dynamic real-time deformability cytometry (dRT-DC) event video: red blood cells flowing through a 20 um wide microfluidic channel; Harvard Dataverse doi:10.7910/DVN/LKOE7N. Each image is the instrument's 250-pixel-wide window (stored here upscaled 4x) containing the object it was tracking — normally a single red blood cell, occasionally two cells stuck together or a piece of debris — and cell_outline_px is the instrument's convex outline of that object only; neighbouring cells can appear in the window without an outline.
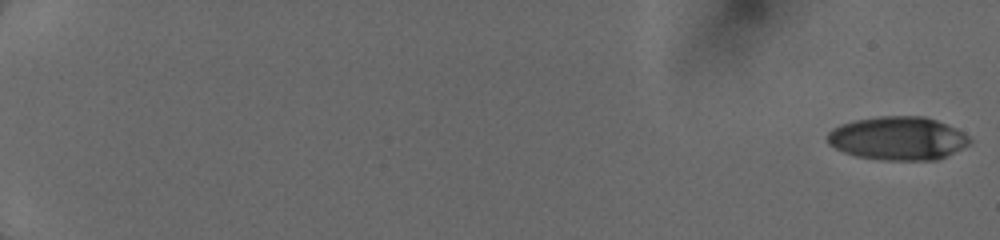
{"species": "human", "species_latin": "Homo sapiens", "temperature_condition": "cold", "stored_images_in_passage": 25, "camera_frame_rate_fps": 3000, "um_per_image_px": 0.085, "donor": {"sex": "female"}, "frame": {"image": 1, "passage_image": 1, "time_ms": 0.0, "image_size_px": [1000, 240], "cell_outline_px": [[972, 140], [968, 144], [936, 160], [884, 160], [856, 156], [844, 152], [828, 144], [828, 132], [832, 128], [840, 124], [856, 120], [880, 116], [924, 116], [936, 120], [956, 128], [964, 132]], "centroid_in_image_um": [76.3, 11.75], "position_along_channel_um": 8.7, "area_um2": 35.78}}
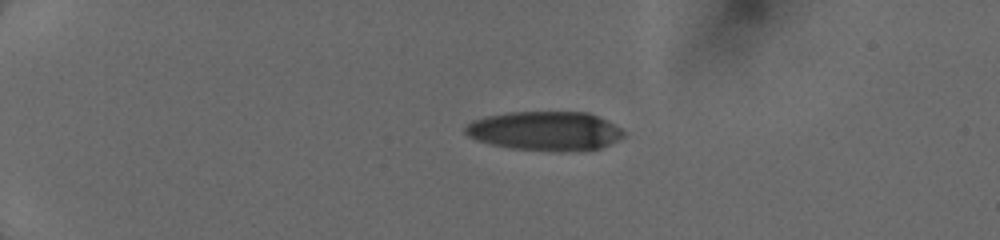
{"frame": {"image": 2, "passage_image": 10, "time_ms": 4.333, "image_size_px": [1000, 240], "cell_outline_px": [[624, 136], [600, 148], [512, 148], [492, 144], [476, 140], [468, 136], [464, 132], [464, 128], [472, 120], [484, 116], [508, 112], [588, 112], [620, 128], [624, 132]], "centroid_in_image_um": [46.24, 11.07], "position_along_channel_um": 38.8, "area_um2": 34.68}}
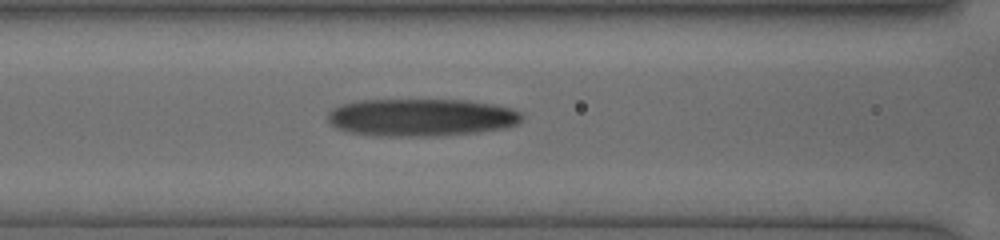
{"frame": {"image": 3, "passage_image": 25, "time_ms": 8.333, "image_size_px": [1000, 240], "cell_outline_px": [[520, 120], [516, 124], [504, 128], [476, 132], [436, 136], [376, 136], [348, 132], [336, 128], [328, 120], [328, 112], [332, 108], [340, 104], [360, 100], [468, 100], [492, 104], [508, 108], [520, 112]], "centroid_in_image_um": [35.73, 9.98], "position_along_channel_um": 130.9, "area_um2": 42.43}}